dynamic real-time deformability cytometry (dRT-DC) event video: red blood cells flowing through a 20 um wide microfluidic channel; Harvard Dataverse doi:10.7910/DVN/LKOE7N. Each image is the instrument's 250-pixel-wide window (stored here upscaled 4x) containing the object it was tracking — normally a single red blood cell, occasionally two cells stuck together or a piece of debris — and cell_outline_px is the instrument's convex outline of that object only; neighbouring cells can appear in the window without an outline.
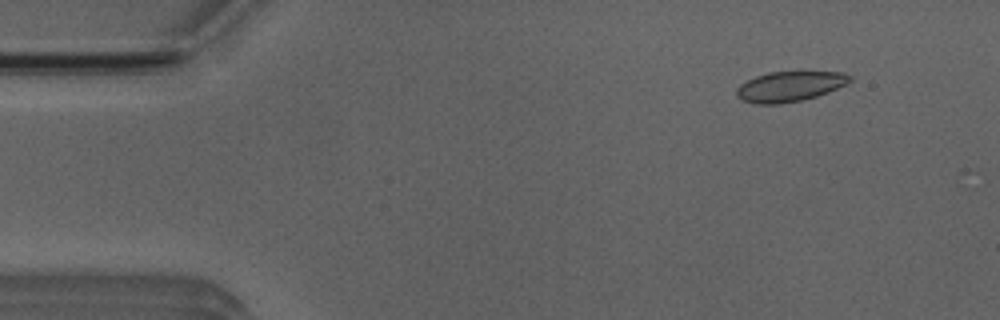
{"species": "Egyptian fruit bat (a non-hibernating species)", "species_latin": "Rousettus aegyptiacus", "temperature_condition": "room temperature", "stored_images_in_passage": 45, "camera_frame_rate_fps": 3000, "um_per_image_px": 0.085, "animal": {"sex": "male"}, "frame": {"image": 1, "passage_image": 5, "time_ms": 1.333, "image_size_px": [1000, 320], "cell_outline_px": [[852, 80], [828, 92], [816, 96], [800, 100], [780, 104], [756, 104], [740, 100], [736, 96], [736, 88], [740, 84], [756, 76], [768, 72], [844, 72], [852, 76]], "centroid_in_image_um": [67.08, 7.35], "position_along_channel_um": 17.9, "area_um2": 19.83}}
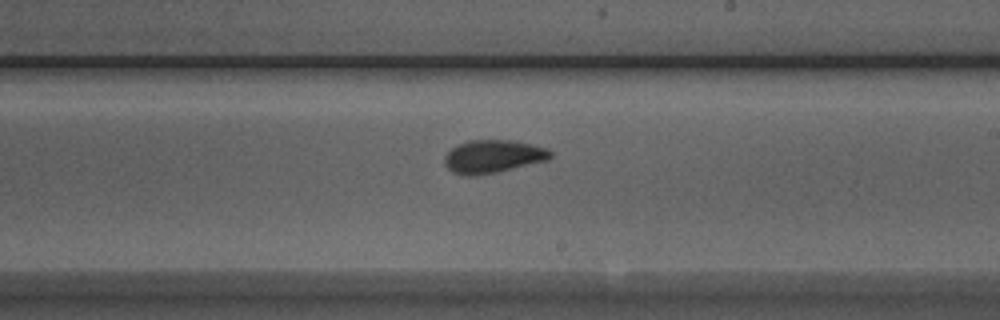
{"frame": {"image": 2, "passage_image": 30, "time_ms": 9.667, "image_size_px": [1000, 320], "cell_outline_px": [[552, 156], [548, 160], [496, 172], [476, 176], [464, 176], [452, 172], [444, 164], [444, 156], [452, 148], [468, 140], [516, 140], [548, 148], [552, 152]], "centroid_in_image_um": [41.91, 13.3], "position_along_channel_um": 247.1, "area_um2": 20.52}}
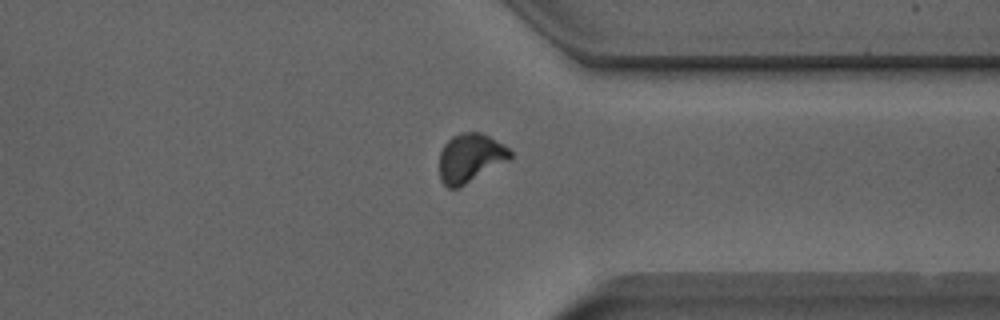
{"frame": {"image": 3, "passage_image": 40, "time_ms": 13.0, "image_size_px": [1000, 320], "cell_outline_px": [[512, 156], [508, 160], [460, 188], [448, 188], [440, 180], [440, 152], [444, 144], [452, 136], [460, 132], [480, 132], [504, 144], [512, 152]], "centroid_in_image_um": [39.96, 13.43], "position_along_channel_um": 371.4, "area_um2": 20.17}}